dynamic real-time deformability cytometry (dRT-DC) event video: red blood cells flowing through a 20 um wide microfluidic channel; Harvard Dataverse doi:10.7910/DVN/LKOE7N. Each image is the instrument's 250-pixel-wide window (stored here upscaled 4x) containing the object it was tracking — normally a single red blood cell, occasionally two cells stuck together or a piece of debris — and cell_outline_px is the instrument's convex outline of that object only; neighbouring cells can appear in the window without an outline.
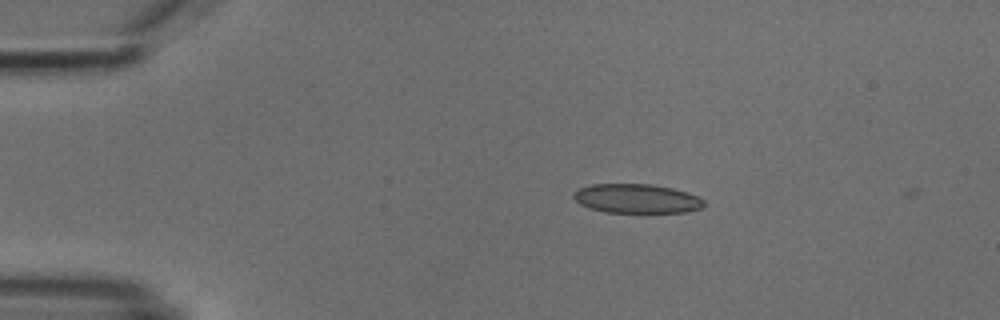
{"species": "common noctule bat (a hibernating species)", "species_latin": "Nyctalus noctula", "temperature_condition": "cold", "stored_images_in_passage": 3, "camera_frame_rate_fps": 3000, "um_per_image_px": 0.085, "animal": {"sex": "male", "body_mass_g": 18.8}, "frame": {"image": 1, "passage_image": 2, "time_ms": 1.333, "image_size_px": [1000, 320], "cell_outline_px": [[704, 204], [700, 208], [684, 212], [604, 212], [580, 204], [572, 196], [580, 188], [592, 184], [652, 184], [672, 188], [688, 192], [704, 200]], "centroid_in_image_um": [54.12, 16.87], "position_along_channel_um": 30.9, "area_um2": 21.91}}